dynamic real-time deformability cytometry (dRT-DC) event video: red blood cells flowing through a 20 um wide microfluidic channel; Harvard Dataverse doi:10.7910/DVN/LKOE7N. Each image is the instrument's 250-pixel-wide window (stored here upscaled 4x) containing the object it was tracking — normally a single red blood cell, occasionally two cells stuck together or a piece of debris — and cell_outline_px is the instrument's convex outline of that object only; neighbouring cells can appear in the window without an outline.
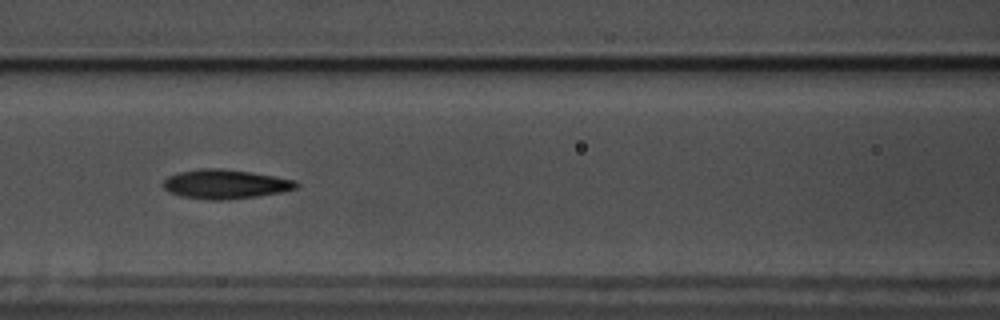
{"species": "common noctule bat (a hibernating species)", "species_latin": "Nyctalus noctula", "temperature_condition": "warm", "stored_images_in_passage": 59, "camera_frame_rate_fps": 3000, "um_per_image_px": 0.085, "animal": {"sex": "male", "body_mass_g": 17.5, "forearm_length_mm": 52.3}, "frame": {"image": 1, "passage_image": 26, "time_ms": 8.333, "image_size_px": [1000, 320], "cell_outline_px": [[300, 184], [296, 188], [280, 192], [256, 196], [220, 200], [208, 200], [180, 196], [168, 192], [164, 188], [164, 180], [168, 176], [180, 172], [200, 168], [220, 168], [248, 172], [296, 180]], "centroid_in_image_um": [19.12, 15.65], "position_along_channel_um": 147.5, "area_um2": 22.43}}
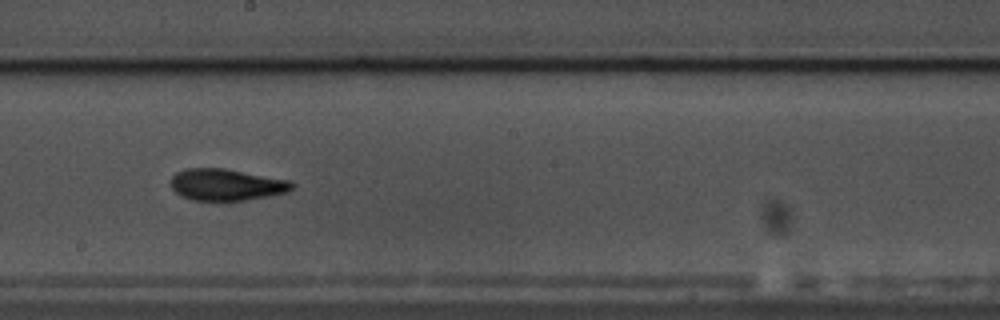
{"frame": {"image": 2, "passage_image": 33, "time_ms": 10.667, "image_size_px": [1000, 320], "cell_outline_px": [[296, 184], [288, 192], [268, 196], [244, 200], [192, 200], [180, 196], [172, 188], [168, 180], [176, 172], [188, 168], [224, 168], [288, 180]], "centroid_in_image_um": [19.2, 15.69], "position_along_channel_um": 229.0, "area_um2": 22.37}}
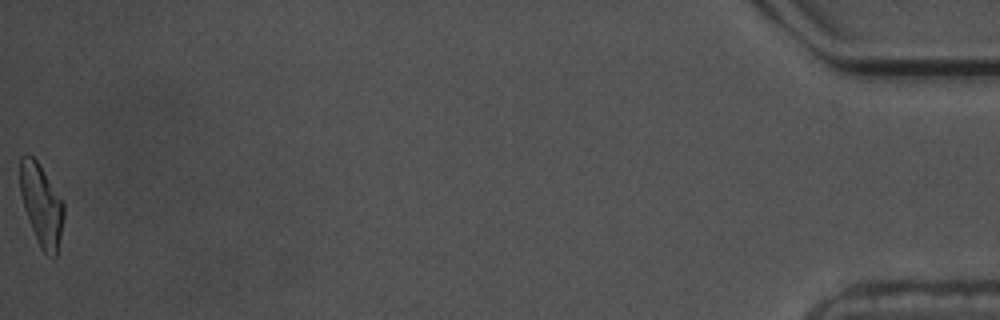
{"frame": {"image": 3, "passage_image": 59, "time_ms": 19.333, "image_size_px": [1000, 320], "cell_outline_px": [[64, 216], [56, 256], [52, 256], [44, 252], [40, 248], [24, 208], [20, 192], [20, 156], [32, 156], [40, 164], [64, 204]], "centroid_in_image_um": [3.52, 17.4], "position_along_channel_um": 431.7, "area_um2": 20.4}, "authors_computed_cell_mechanics": {"area_um2": 21.4438, "velocity_mm_per_s": 3.5227, "shape_relaxation_time_tau1_ms": 5.5275, "shape_relaxation_time_tau2_ms": 1.6417, "deformation_change_tau1": 0.1943, "deformation_change_tau2": 0.0926}}